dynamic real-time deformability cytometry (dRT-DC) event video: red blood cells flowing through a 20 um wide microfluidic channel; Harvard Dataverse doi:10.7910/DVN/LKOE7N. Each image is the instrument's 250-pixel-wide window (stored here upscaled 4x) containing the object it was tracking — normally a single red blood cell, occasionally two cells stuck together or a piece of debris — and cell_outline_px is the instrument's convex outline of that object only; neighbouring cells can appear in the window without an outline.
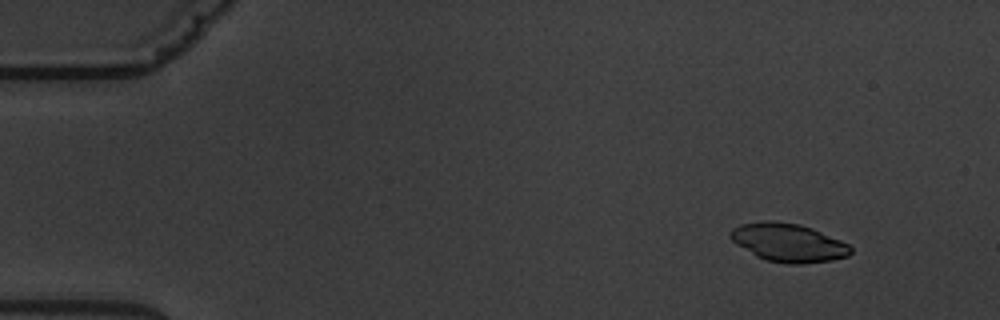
{"species": "common noctule bat (a hibernating species)", "species_latin": "Nyctalus noctula", "temperature_condition": "warm", "stored_images_in_passage": 7, "camera_frame_rate_fps": 3000, "um_per_image_px": 0.085, "animal": {"sex": "male", "body_mass_g": 19.5, "forearm_length_mm": 54.6}, "frame": {"image": 1, "passage_image": 2, "time_ms": 1.333, "image_size_px": [1000, 320], "cell_outline_px": [[852, 252], [848, 256], [832, 260], [800, 264], [788, 264], [764, 260], [756, 256], [736, 244], [728, 236], [728, 232], [732, 228], [740, 224], [764, 220], [772, 220], [800, 224], [812, 228], [840, 240], [848, 244], [852, 248]], "centroid_in_image_um": [66.97, 20.61], "position_along_channel_um": 18.0, "area_um2": 27.11}}